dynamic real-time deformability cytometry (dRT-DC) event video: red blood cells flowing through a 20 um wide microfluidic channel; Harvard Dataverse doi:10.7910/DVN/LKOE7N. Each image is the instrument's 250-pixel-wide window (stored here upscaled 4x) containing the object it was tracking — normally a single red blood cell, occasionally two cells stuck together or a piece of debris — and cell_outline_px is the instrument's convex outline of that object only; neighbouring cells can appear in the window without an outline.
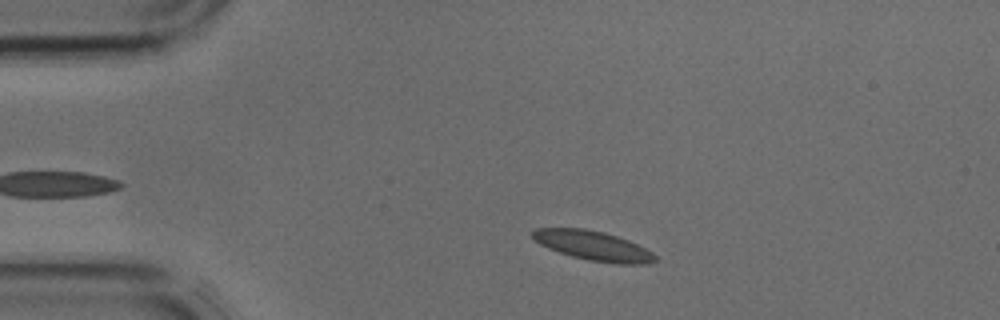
{"species": "common noctule bat (a hibernating species)", "species_latin": "Nyctalus noctula", "temperature_condition": "cold", "stored_images_in_passage": 8, "camera_frame_rate_fps": 3000, "um_per_image_px": 0.085, "animal": {"sex": "male", "body_mass_g": 17.9, "forearm_length_mm": 54.2}, "frame": {"image": 1, "passage_image": 4, "time_ms": 1.0, "image_size_px": [1000, 320], "cell_outline_px": [[656, 260], [648, 264], [616, 264], [588, 260], [572, 256], [548, 248], [540, 244], [532, 236], [532, 232], [536, 228], [584, 228], [604, 232], [628, 240], [652, 252], [656, 256]], "centroid_in_image_um": [50.43, 20.89], "position_along_channel_um": 34.6, "area_um2": 20.92}}